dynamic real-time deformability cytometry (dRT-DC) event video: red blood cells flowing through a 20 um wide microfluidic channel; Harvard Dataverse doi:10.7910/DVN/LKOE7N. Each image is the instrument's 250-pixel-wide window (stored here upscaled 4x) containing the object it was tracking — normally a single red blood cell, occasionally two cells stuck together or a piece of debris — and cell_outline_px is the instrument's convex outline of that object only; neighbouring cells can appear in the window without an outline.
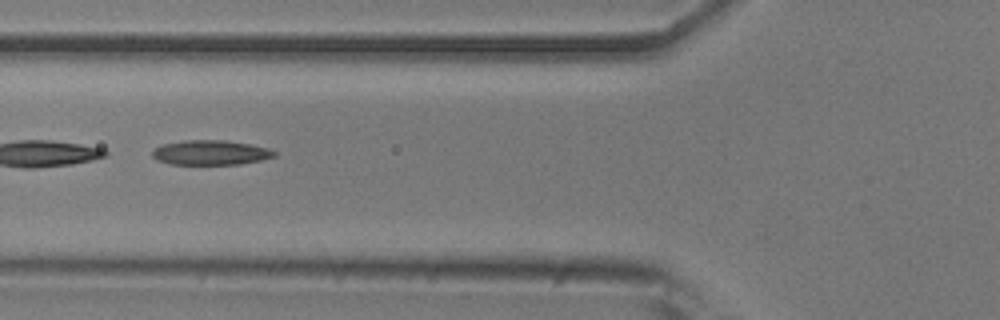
{"species": "common noctule bat (a hibernating species)", "species_latin": "Nyctalus noctula", "temperature_condition": "room temperature", "stored_images_in_passage": 21, "camera_frame_rate_fps": 3000, "um_per_image_px": 0.085, "animal": {"sex": "male", "body_mass_g": 20.5, "forearm_length_mm": 52.5}, "frame": {"image": 1, "passage_image": 12, "time_ms": 3.667, "image_size_px": [1000, 320], "cell_outline_px": [[276, 156], [260, 160], [240, 164], [172, 164], [156, 160], [152, 156], [152, 152], [160, 144], [184, 140], [224, 140], [248, 144], [268, 148], [276, 152]], "centroid_in_image_um": [17.87, 12.97], "position_along_channel_um": 107.9, "area_um2": 17.51}}